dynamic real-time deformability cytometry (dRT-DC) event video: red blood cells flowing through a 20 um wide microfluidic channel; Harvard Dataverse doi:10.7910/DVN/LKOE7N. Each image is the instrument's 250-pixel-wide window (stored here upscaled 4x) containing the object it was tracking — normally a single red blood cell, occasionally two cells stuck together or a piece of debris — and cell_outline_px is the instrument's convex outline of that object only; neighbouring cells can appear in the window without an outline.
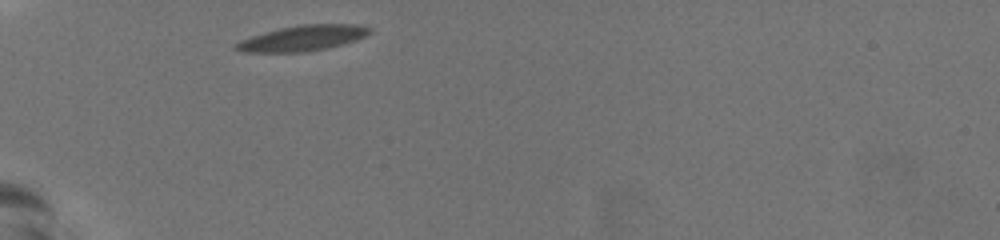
{"species": "common noctule bat (a hibernating species)", "species_latin": "Nyctalus noctula", "temperature_condition": "warm", "stored_images_in_passage": 31, "camera_frame_rate_fps": 3000, "um_per_image_px": 0.085, "animal": {"sex": "female", "body_mass_g": 19.5, "forearm_length_mm": 54.1}, "frame": {"image": 1, "passage_image": 1, "time_ms": 0.0, "image_size_px": [1000, 240], "cell_outline_px": [[372, 28], [364, 36], [352, 40], [324, 48], [304, 52], [244, 52], [232, 48], [236, 44], [252, 36], [284, 28], [304, 24], [352, 24]], "centroid_in_image_um": [25.69, 3.25], "position_along_channel_um": 59.3, "area_um2": 18.96}}
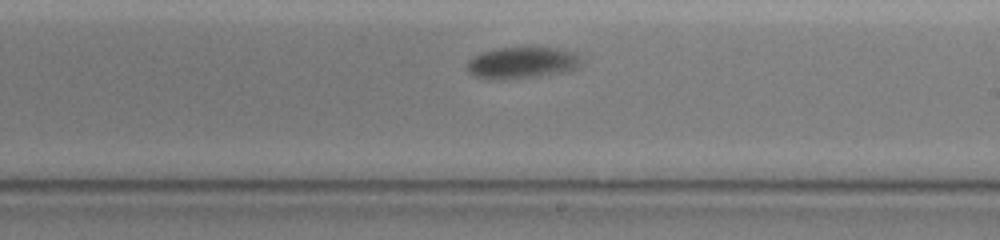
{"frame": {"image": 2, "passage_image": 18, "time_ms": 5.667, "image_size_px": [1000, 240], "cell_outline_px": [[576, 64], [572, 68], [528, 76], [504, 80], [500, 80], [476, 76], [468, 72], [468, 60], [484, 52], [500, 48], [556, 48], [572, 52], [576, 56]], "centroid_in_image_um": [44.2, 5.32], "position_along_channel_um": 244.8, "area_um2": 19.42}}
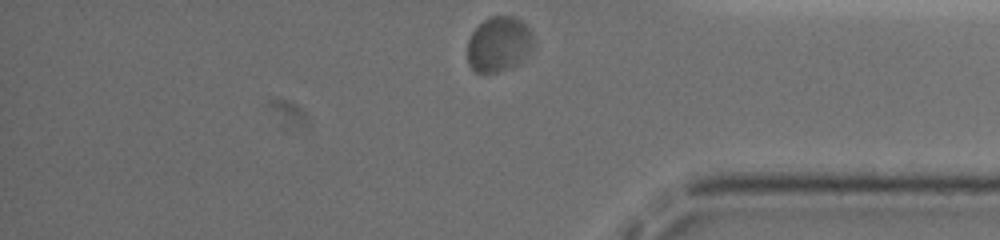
{"frame": {"image": 3, "passage_image": 31, "time_ms": 10.0, "image_size_px": [1000, 240], "cell_outline_px": [[528, 44], [524, 52], [516, 64], [508, 68], [496, 72], [476, 72], [468, 64], [468, 40], [472, 32], [484, 20], [492, 16], [516, 16], [528, 28]], "centroid_in_image_um": [42.27, 3.73], "position_along_channel_um": 392.9, "area_um2": 19.94}, "authors_computed_cell_mechanics": {"area_um2": 20.5768, "velocity_mm_per_s": 3.6063, "shape_relaxation_time_tau1_ms": 2.2011, "shape_relaxation_time_tau2_ms": null, "deformation_change_tau1": 0.116, "deformation_change_tau2": null}}